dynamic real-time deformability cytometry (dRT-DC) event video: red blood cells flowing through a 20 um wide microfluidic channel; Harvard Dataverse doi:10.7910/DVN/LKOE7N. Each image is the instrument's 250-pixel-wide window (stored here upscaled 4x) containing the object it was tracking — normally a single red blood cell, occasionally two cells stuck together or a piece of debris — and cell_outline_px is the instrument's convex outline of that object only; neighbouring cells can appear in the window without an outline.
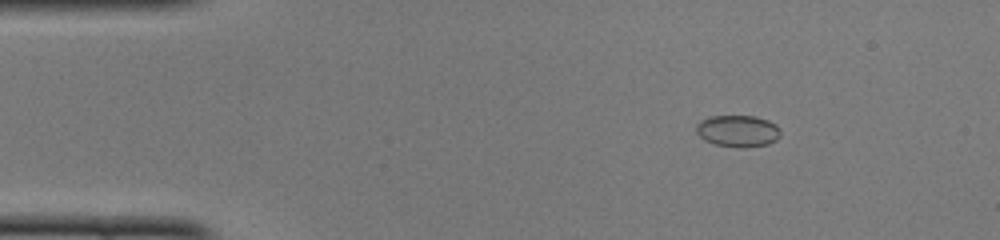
{"species": "common noctule bat (a hibernating species)", "species_latin": "Nyctalus noctula", "temperature_condition": "cold", "stored_images_in_passage": 44, "camera_frame_rate_fps": 3000, "um_per_image_px": 0.085, "animal": {"sex": "female", "body_mass_g": 22.0, "forearm_length_mm": 56.7}, "frame": {"image": 1, "passage_image": 2, "time_ms": 0.333, "image_size_px": [1000, 240], "cell_outline_px": [[780, 136], [776, 140], [768, 144], [716, 144], [704, 140], [696, 132], [696, 124], [700, 120], [708, 116], [756, 116], [768, 120], [776, 124], [780, 132]], "centroid_in_image_um": [62.69, 11.06], "position_along_channel_um": 22.3, "area_um2": 14.91}}
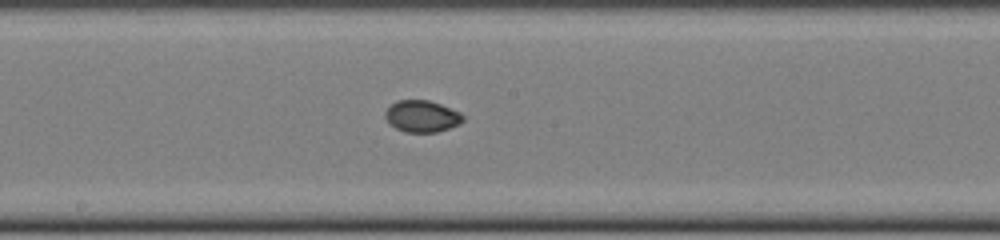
{"frame": {"image": 2, "passage_image": 21, "time_ms": 6.667, "image_size_px": [1000, 240], "cell_outline_px": [[464, 120], [460, 124], [436, 132], [404, 132], [388, 124], [384, 116], [384, 112], [396, 100], [428, 100], [440, 104], [460, 112], [464, 116]], "centroid_in_image_um": [35.84, 9.88], "position_along_channel_um": 212.4, "area_um2": 14.45}}
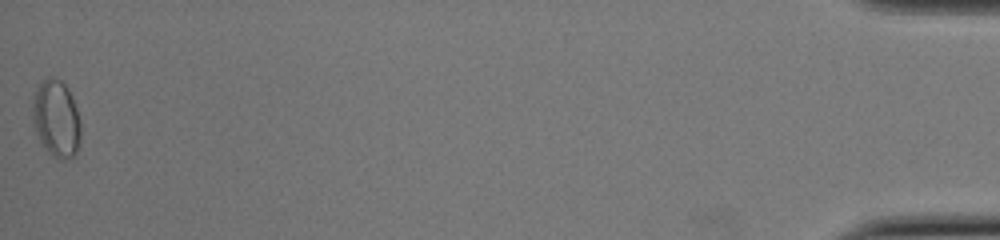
{"frame": {"image": 3, "passage_image": 44, "time_ms": 14.333, "image_size_px": [1000, 240], "cell_outline_px": [[80, 140], [76, 152], [72, 156], [60, 160], [52, 156], [44, 148], [36, 132], [32, 120], [32, 100], [40, 84], [48, 76], [52, 76], [60, 80], [68, 88], [72, 96], [76, 108], [80, 124]], "centroid_in_image_um": [4.77, 10.08], "position_along_channel_um": 430.4, "area_um2": 21.56}, "authors_computed_cell_mechanics": {"area_um2": 14.5656, "velocity_mm_per_s": 4.1041, "shape_relaxation_time_tau1_ms": null, "shape_relaxation_time_tau2_ms": 2.8105, "deformation_change_tau1": null, "deformation_change_tau2": 0.0325}}